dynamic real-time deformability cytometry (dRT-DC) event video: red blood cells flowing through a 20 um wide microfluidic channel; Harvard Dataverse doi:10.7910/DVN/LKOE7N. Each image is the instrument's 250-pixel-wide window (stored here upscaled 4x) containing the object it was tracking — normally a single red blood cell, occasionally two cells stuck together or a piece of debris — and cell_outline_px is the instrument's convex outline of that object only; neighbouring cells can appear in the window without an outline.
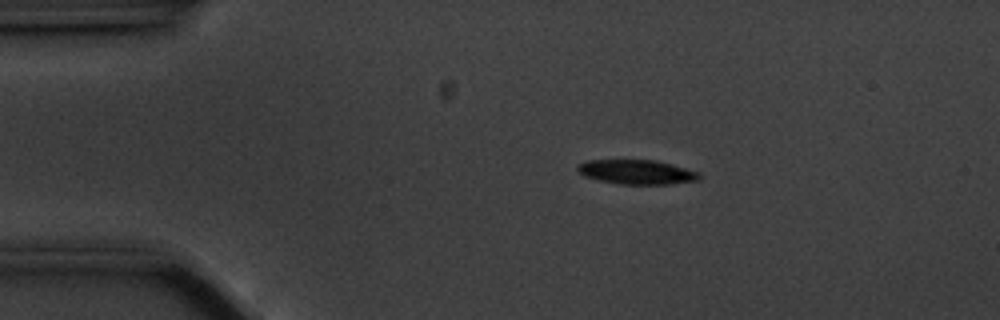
{"species": "common noctule bat (a hibernating species)", "species_latin": "Nyctalus noctula", "temperature_condition": "cold", "stored_images_in_passage": 47, "camera_frame_rate_fps": 3000, "um_per_image_px": 0.085, "animal": {"sex": "male", "body_mass_g": 20.1, "forearm_length_mm": 53.5}, "frame": {"image": 1, "passage_image": 1, "time_ms": 0.0, "image_size_px": [1000, 320], "cell_outline_px": [[704, 176], [700, 180], [672, 184], [620, 184], [596, 180], [584, 176], [576, 168], [576, 164], [588, 160], [656, 160], [672, 164], [700, 172]], "centroid_in_image_um": [54.16, 14.62], "position_along_channel_um": 30.8, "area_um2": 17.63}}
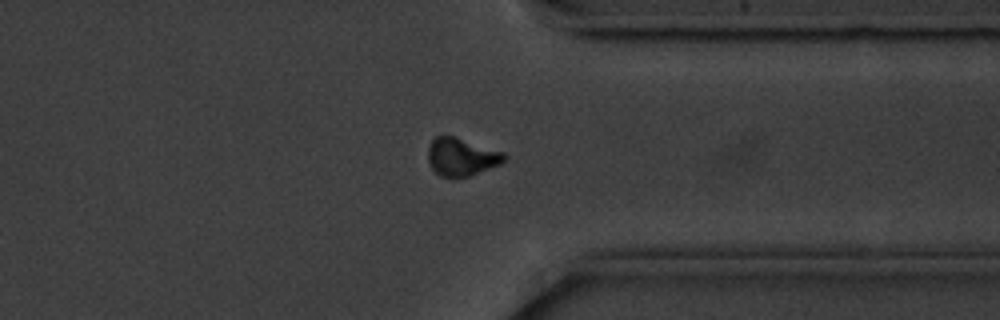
{"frame": {"image": 2, "passage_image": 34, "time_ms": 11.0, "image_size_px": [1000, 320], "cell_outline_px": [[508, 156], [500, 164], [468, 176], [456, 180], [452, 180], [440, 176], [432, 168], [428, 160], [428, 144], [436, 136], [452, 136], [504, 152]], "centroid_in_image_um": [39.2, 13.37], "position_along_channel_um": 372.2, "area_um2": 16.94}}
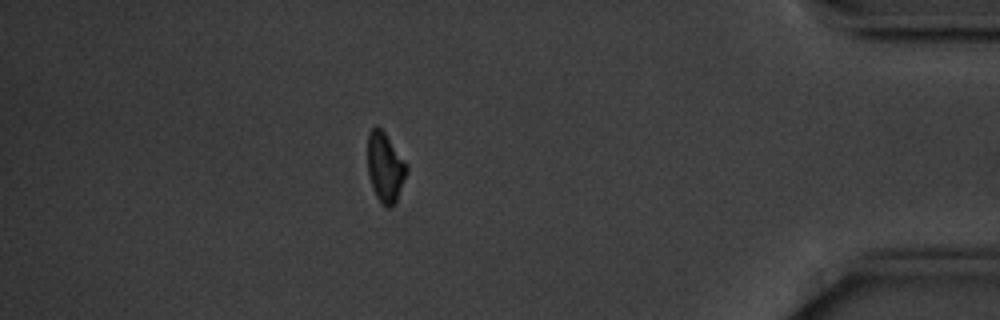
{"frame": {"image": 3, "passage_image": 40, "time_ms": 13.0, "image_size_px": [1000, 320], "cell_outline_px": [[408, 172], [396, 200], [388, 208], [380, 204], [376, 196], [368, 172], [368, 132], [372, 128], [380, 128], [384, 132], [408, 164]], "centroid_in_image_um": [32.75, 14.22], "position_along_channel_um": 402.4, "area_um2": 15.66}, "authors_computed_cell_mechanics": {"area_um2": 17.629, "velocity_mm_per_s": 3.5288, "shape_relaxation_time_tau1_ms": 3.1566, "shape_relaxation_time_tau2_ms": null, "deformation_change_tau1": 0.1066, "deformation_change_tau2": null}}